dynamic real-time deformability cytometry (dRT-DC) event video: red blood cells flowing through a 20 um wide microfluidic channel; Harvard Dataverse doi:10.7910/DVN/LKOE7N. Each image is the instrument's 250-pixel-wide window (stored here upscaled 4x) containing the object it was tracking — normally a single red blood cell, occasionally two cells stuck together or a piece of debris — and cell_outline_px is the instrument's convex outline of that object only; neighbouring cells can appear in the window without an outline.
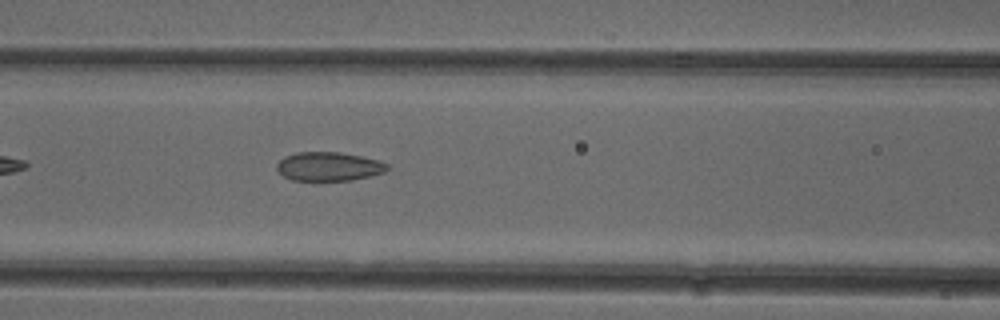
{"species": "common noctule bat (a hibernating species)", "species_latin": "Nyctalus noctula", "temperature_condition": "cold", "stored_images_in_passage": 30, "camera_frame_rate_fps": 3000, "um_per_image_px": 0.085, "animal": {"sex": "female"}, "frame": {"image": 1, "passage_image": 7, "time_ms": 2.0, "image_size_px": [1000, 320], "cell_outline_px": [[388, 168], [384, 172], [352, 180], [292, 180], [284, 176], [276, 168], [276, 164], [284, 156], [296, 152], [340, 152], [360, 156], [376, 160], [388, 164]], "centroid_in_image_um": [27.91, 14.14], "position_along_channel_um": 138.7, "area_um2": 18.38}}
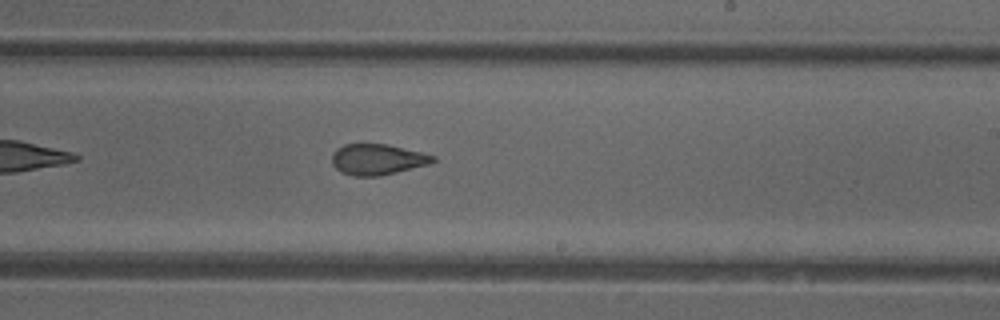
{"frame": {"image": 2, "passage_image": 16, "time_ms": 5.0, "image_size_px": [1000, 320], "cell_outline_px": [[436, 160], [428, 164], [380, 176], [352, 176], [340, 172], [332, 164], [332, 152], [336, 148], [344, 144], [388, 144], [436, 156]], "centroid_in_image_um": [32.04, 13.55], "position_along_channel_um": 257.0, "area_um2": 18.15}}
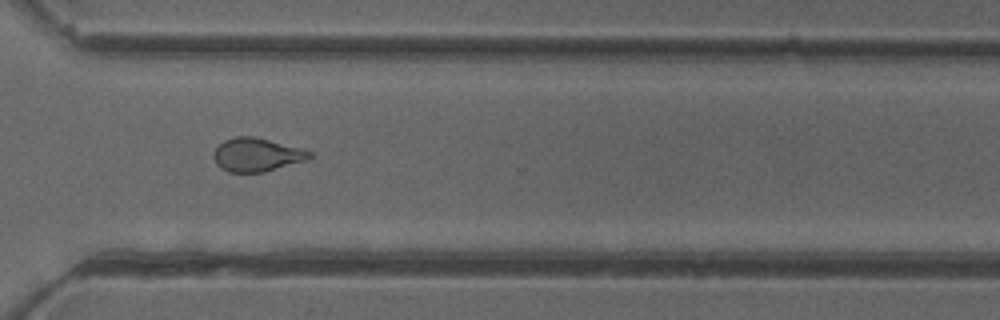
{"frame": {"image": 3, "passage_image": 23, "time_ms": 7.333, "image_size_px": [1000, 320], "cell_outline_px": [[316, 156], [304, 160], [264, 172], [228, 172], [220, 168], [216, 164], [212, 156], [216, 148], [224, 140], [236, 136], [256, 136], [304, 148], [312, 152]], "centroid_in_image_um": [21.84, 13.14], "position_along_channel_um": 348.8, "area_um2": 18.96}}